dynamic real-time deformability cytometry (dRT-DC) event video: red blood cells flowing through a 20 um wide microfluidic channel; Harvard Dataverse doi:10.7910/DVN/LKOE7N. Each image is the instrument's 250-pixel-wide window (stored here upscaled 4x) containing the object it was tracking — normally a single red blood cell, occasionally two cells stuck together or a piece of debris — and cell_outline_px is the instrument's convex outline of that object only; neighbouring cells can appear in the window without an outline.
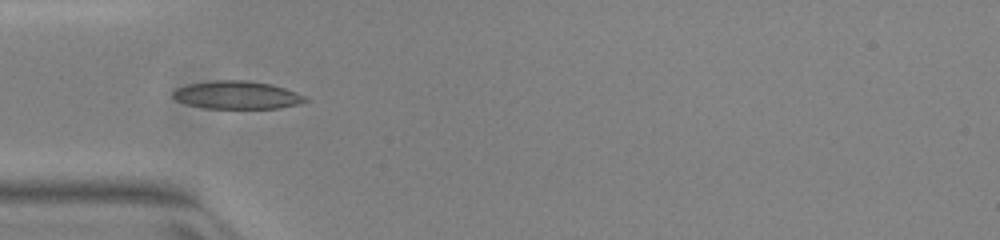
{"species": "common noctule bat (a hibernating species)", "species_latin": "Nyctalus noctula", "temperature_condition": "warm", "stored_images_in_passage": 36, "camera_frame_rate_fps": 3000, "um_per_image_px": 0.085, "animal": {"sex": "female", "body_mass_g": 23.0, "forearm_length_mm": 53.4}, "frame": {"image": 1, "passage_image": 1, "time_ms": 0.0, "image_size_px": [1000, 240], "cell_outline_px": [[308, 100], [300, 104], [280, 108], [204, 108], [188, 104], [176, 100], [172, 96], [172, 92], [176, 88], [188, 84], [212, 80], [248, 80], [272, 84], [296, 92], [304, 96]], "centroid_in_image_um": [20.13, 8.07], "position_along_channel_um": 64.9, "area_um2": 21.62}}
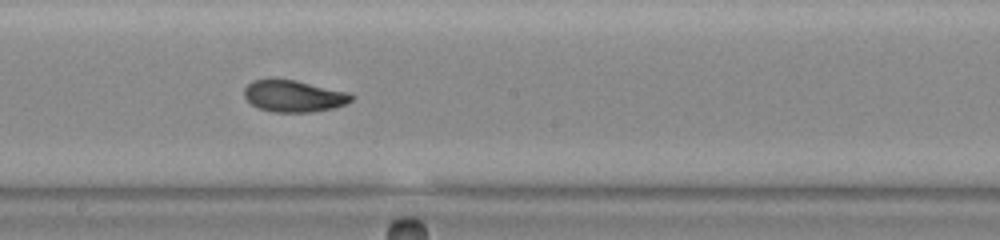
{"frame": {"image": 2, "passage_image": 13, "time_ms": 4.0, "image_size_px": [1000, 240], "cell_outline_px": [[356, 96], [352, 100], [344, 104], [332, 108], [312, 112], [272, 112], [256, 108], [244, 96], [244, 88], [252, 80], [296, 80], [348, 92]], "centroid_in_image_um": [24.97, 8.18], "position_along_channel_um": 223.2, "area_um2": 19.71}}
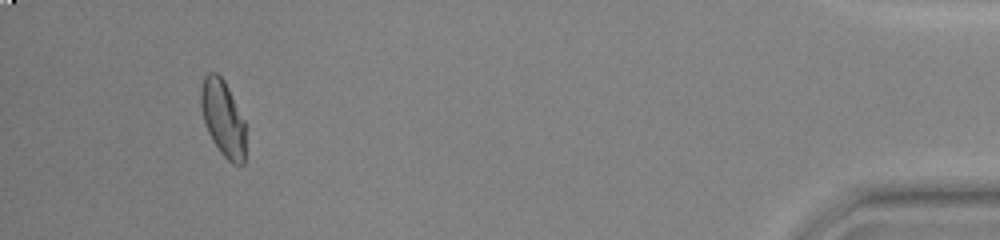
{"frame": {"image": 3, "passage_image": 33, "time_ms": 10.667, "image_size_px": [1000, 240], "cell_outline_px": [[244, 164], [232, 164], [220, 152], [212, 140], [204, 124], [200, 104], [200, 88], [204, 76], [208, 72], [216, 72], [224, 80], [244, 120]], "centroid_in_image_um": [18.91, 10.03], "position_along_channel_um": 416.3, "area_um2": 19.77}, "authors_computed_cell_mechanics": {"area_um2": 20.2011, "velocity_mm_per_s": 3.9734, "shape_relaxation_time_tau1_ms": 11.1623, "shape_relaxation_time_tau2_ms": 1.4174, "deformation_change_tau1": 0.2828, "deformation_change_tau2": 0.0592}}